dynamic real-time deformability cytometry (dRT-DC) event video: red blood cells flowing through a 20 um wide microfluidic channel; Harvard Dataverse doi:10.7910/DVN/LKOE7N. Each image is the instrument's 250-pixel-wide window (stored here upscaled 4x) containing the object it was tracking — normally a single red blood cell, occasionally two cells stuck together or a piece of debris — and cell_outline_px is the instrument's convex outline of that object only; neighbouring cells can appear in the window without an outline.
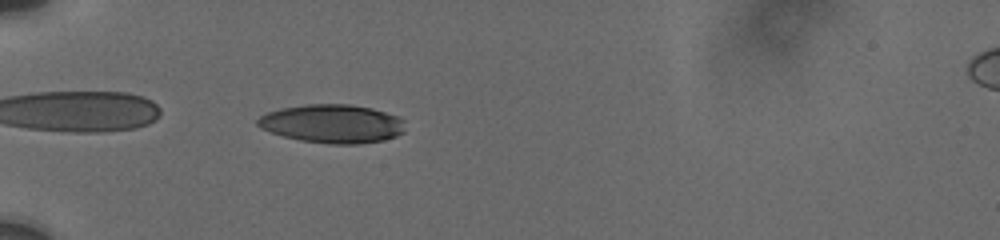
{"species": "human", "species_latin": "Homo sapiens", "temperature_condition": "cold", "stored_images_in_passage": 22, "camera_frame_rate_fps": 3000, "um_per_image_px": 0.085, "donor": {"sex": "male"}, "frame": {"image": 1, "passage_image": 14, "time_ms": 6.0, "image_size_px": [1000, 240], "cell_outline_px": [[404, 132], [396, 136], [384, 140], [360, 144], [328, 144], [300, 140], [284, 136], [260, 128], [256, 124], [256, 120], [260, 116], [268, 112], [280, 108], [308, 104], [352, 104], [372, 108], [396, 116], [404, 120]], "centroid_in_image_um": [28.25, 10.52], "position_along_channel_um": 56.8, "area_um2": 33.23}}
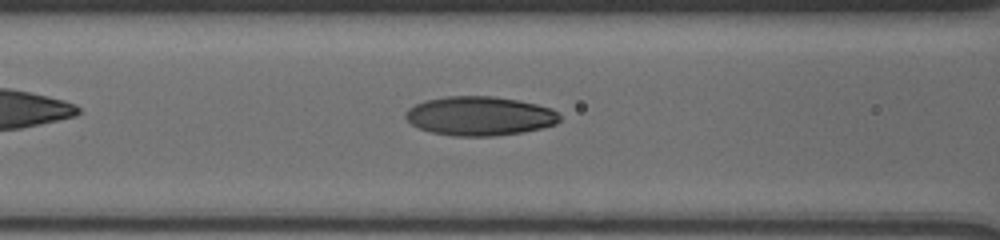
{"frame": {"image": 2, "passage_image": 19, "time_ms": 8.333, "image_size_px": [1000, 240], "cell_outline_px": [[560, 120], [556, 124], [524, 132], [496, 136], [452, 136], [432, 132], [420, 128], [412, 124], [404, 116], [404, 112], [408, 108], [424, 100], [444, 96], [492, 96], [516, 100], [536, 104], [552, 108], [560, 116]], "centroid_in_image_um": [40.76, 9.86], "position_along_channel_um": 125.8, "area_um2": 35.2}}
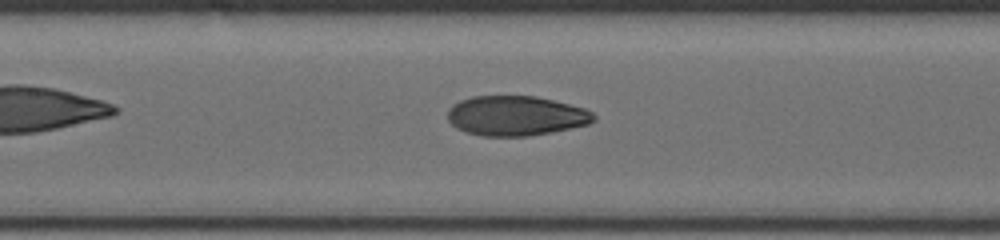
{"frame": {"image": 3, "passage_image": 21, "time_ms": 9.333, "image_size_px": [1000, 240], "cell_outline_px": [[596, 120], [588, 124], [552, 132], [528, 136], [480, 136], [464, 132], [456, 128], [448, 120], [448, 108], [452, 104], [460, 100], [472, 96], [536, 96], [584, 108], [592, 112], [596, 116]], "centroid_in_image_um": [43.82, 9.84], "position_along_channel_um": 163.6, "area_um2": 34.04}}